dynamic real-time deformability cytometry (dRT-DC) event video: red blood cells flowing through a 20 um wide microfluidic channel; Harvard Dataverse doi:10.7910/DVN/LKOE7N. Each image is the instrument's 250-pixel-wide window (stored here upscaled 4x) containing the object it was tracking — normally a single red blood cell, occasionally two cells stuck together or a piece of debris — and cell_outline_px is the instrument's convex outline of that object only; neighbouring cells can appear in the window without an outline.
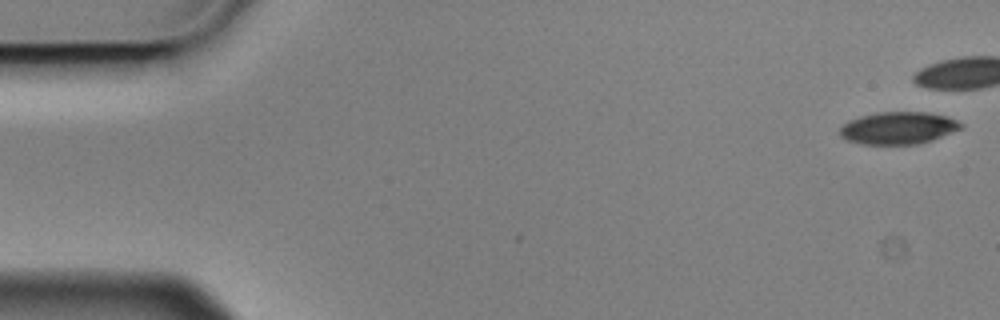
{"species": "Egyptian fruit bat (a non-hibernating species)", "species_latin": "Rousettus aegyptiacus", "temperature_condition": "cold", "stored_images_in_passage": 11, "camera_frame_rate_fps": 3000, "um_per_image_px": 0.085, "animal": {"sex": "male"}, "frame": {"image": 1, "passage_image": 1, "time_ms": 0.0, "image_size_px": [1000, 320], "cell_outline_px": [[964, 124], [960, 128], [932, 140], [916, 144], [864, 144], [844, 140], [840, 136], [840, 128], [848, 120], [860, 116], [876, 112], [928, 112], [948, 116]], "centroid_in_image_um": [76.32, 10.87], "position_along_channel_um": 8.7, "area_um2": 22.77}}
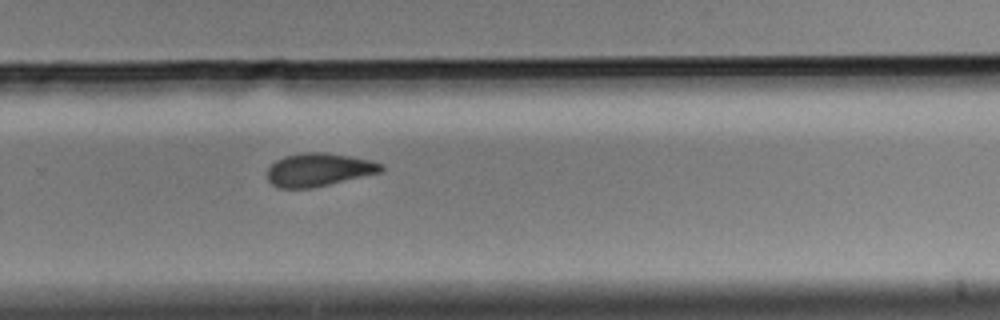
{"frame": {"image": 2, "passage_image": 11, "time_ms": 3.333, "image_size_px": [1000, 320], "cell_outline_px": [[384, 168], [380, 172], [312, 188], [280, 188], [272, 184], [268, 180], [268, 168], [276, 160], [284, 156], [304, 152], [324, 152], [372, 160], [384, 164]], "centroid_in_image_um": [27.09, 14.42], "position_along_channel_um": 302.7, "area_um2": 21.85}}